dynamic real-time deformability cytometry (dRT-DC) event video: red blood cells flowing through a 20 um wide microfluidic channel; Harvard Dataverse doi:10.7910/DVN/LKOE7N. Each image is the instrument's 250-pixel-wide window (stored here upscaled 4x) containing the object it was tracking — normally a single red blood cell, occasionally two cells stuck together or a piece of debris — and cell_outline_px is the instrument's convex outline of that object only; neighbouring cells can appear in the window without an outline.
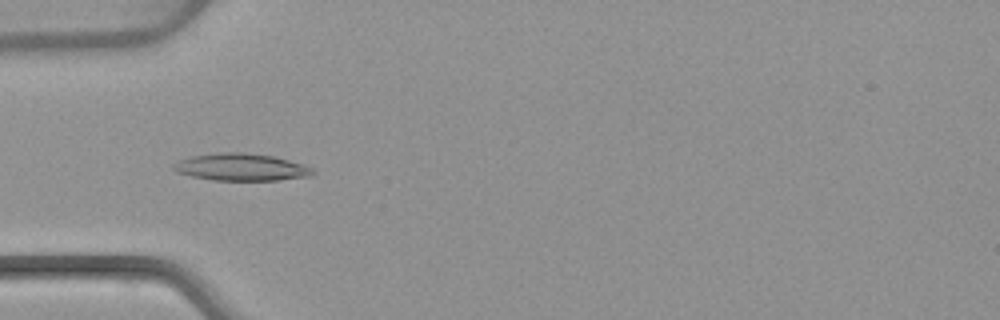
{"species": "common noctule bat (a hibernating species)", "species_latin": "Nyctalus noctula", "temperature_condition": "warm", "stored_images_in_passage": 6, "camera_frame_rate_fps": 3000, "um_per_image_px": 0.085, "animal": {"sex": "female", "body_mass_g": 22.7, "forearm_length_mm": 54.2}, "frame": {"image": 1, "passage_image": 5, "time_ms": 5.0, "image_size_px": [1000, 320], "cell_outline_px": [[316, 172], [312, 176], [280, 180], [212, 180], [192, 176], [176, 172], [172, 168], [172, 164], [180, 160], [192, 156], [224, 152], [240, 152], [272, 156], [304, 164], [312, 168]], "centroid_in_image_um": [20.52, 14.21], "position_along_channel_um": 64.5, "area_um2": 22.02}}
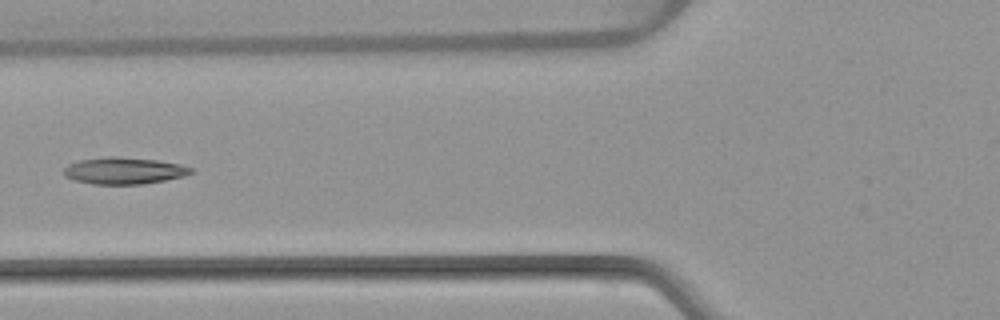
{"frame": {"image": 2, "passage_image": 6, "time_ms": 6.333, "image_size_px": [1000, 320], "cell_outline_px": [[196, 172], [184, 176], [144, 184], [92, 184], [76, 180], [64, 176], [60, 172], [68, 164], [80, 160], [108, 156], [120, 156], [156, 160], [180, 164], [192, 168]], "centroid_in_image_um": [10.53, 14.5], "position_along_channel_um": 115.3, "area_um2": 20.0}}